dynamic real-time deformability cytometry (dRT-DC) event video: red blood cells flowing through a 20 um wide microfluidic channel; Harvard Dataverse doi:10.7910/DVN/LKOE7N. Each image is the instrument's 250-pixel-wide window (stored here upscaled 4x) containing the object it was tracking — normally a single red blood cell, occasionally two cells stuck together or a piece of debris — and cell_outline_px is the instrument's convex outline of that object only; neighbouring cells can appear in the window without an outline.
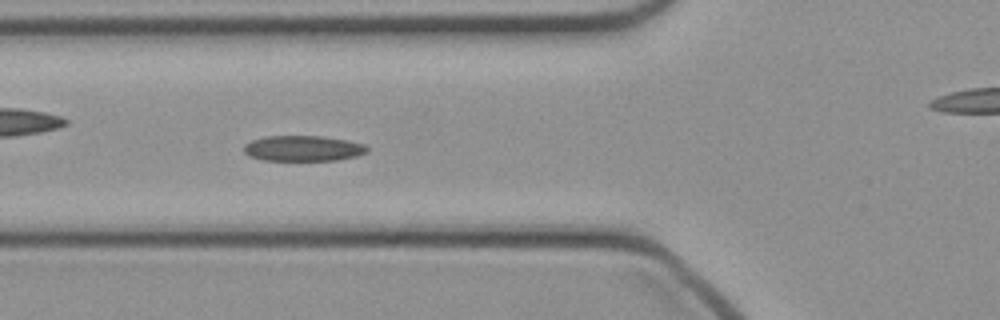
{"species": "common noctule bat (a hibernating species)", "species_latin": "Nyctalus noctula", "temperature_condition": "cold", "stored_images_in_passage": 44, "camera_frame_rate_fps": 3000, "um_per_image_px": 0.085, "animal": {"sex": "female", "body_mass_g": 21.9}, "frame": {"image": 1, "passage_image": 13, "time_ms": 4.0, "image_size_px": [1000, 320], "cell_outline_px": [[368, 152], [356, 156], [336, 160], [264, 160], [248, 156], [244, 152], [244, 144], [252, 140], [264, 136], [320, 136], [344, 140], [364, 144], [368, 148]], "centroid_in_image_um": [25.73, 12.61], "position_along_channel_um": 100.1, "area_um2": 18.26}}
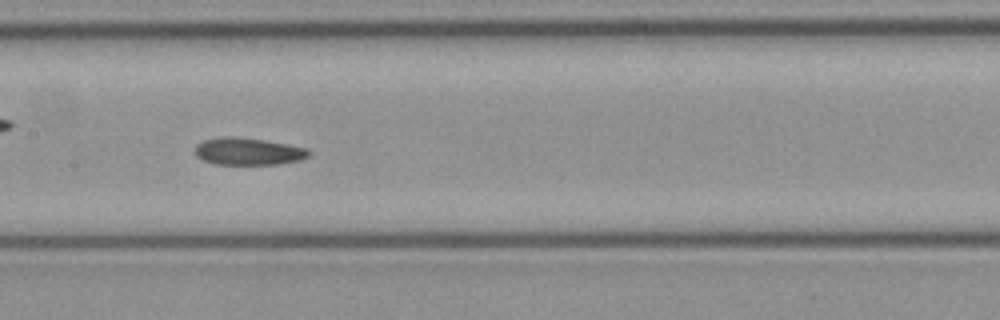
{"frame": {"image": 2, "passage_image": 19, "time_ms": 6.0, "image_size_px": [1000, 320], "cell_outline_px": [[312, 152], [308, 156], [300, 160], [280, 164], [216, 164], [204, 160], [196, 156], [192, 152], [196, 144], [204, 140], [220, 136], [236, 136], [264, 140], [288, 144], [308, 148]], "centroid_in_image_um": [21.07, 12.86], "position_along_channel_um": 186.3, "area_um2": 18.32}}
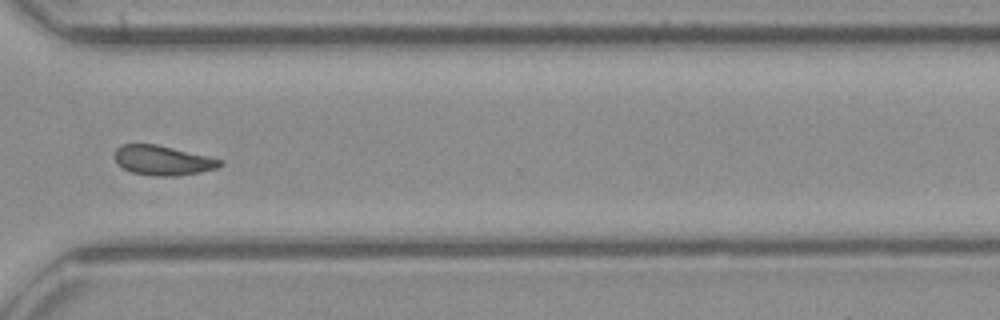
{"frame": {"image": 3, "passage_image": 31, "time_ms": 10.0, "image_size_px": [1000, 320], "cell_outline_px": [[224, 164], [216, 168], [200, 172], [176, 176], [152, 176], [132, 172], [116, 164], [116, 148], [120, 144], [156, 144], [208, 156], [224, 160]], "centroid_in_image_um": [13.85, 13.63], "position_along_channel_um": 356.8, "area_um2": 18.21}}